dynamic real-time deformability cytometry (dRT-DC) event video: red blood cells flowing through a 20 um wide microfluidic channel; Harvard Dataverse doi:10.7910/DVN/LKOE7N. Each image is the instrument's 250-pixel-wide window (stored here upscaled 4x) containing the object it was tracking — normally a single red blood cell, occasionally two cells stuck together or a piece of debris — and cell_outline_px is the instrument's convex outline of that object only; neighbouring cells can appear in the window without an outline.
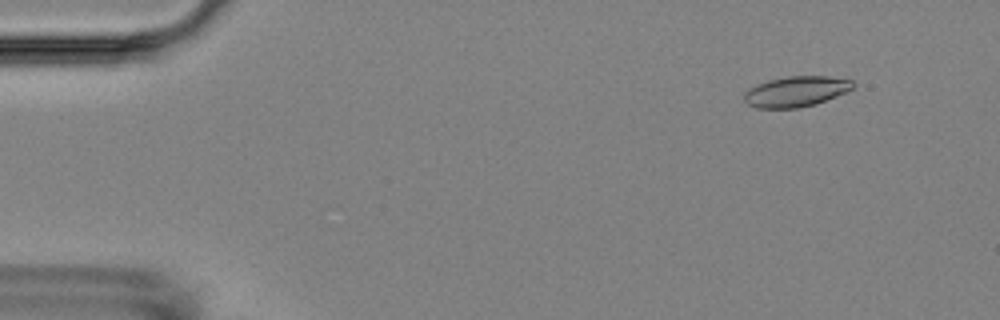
{"species": "Egyptian fruit bat (a non-hibernating species)", "species_latin": "Rousettus aegyptiacus", "temperature_condition": "room temperature", "stored_images_in_passage": 4, "camera_frame_rate_fps": 3000, "um_per_image_px": 0.085, "animal": {"sex": "female"}, "frame": {"image": 1, "passage_image": 1, "time_ms": 0.0, "image_size_px": [1000, 320], "cell_outline_px": [[856, 88], [848, 92], [816, 104], [796, 108], [756, 108], [748, 104], [744, 100], [744, 92], [748, 88], [756, 84], [768, 80], [788, 76], [832, 76], [852, 80], [856, 84]], "centroid_in_image_um": [67.7, 7.77], "position_along_channel_um": 17.3, "area_um2": 19.71}}
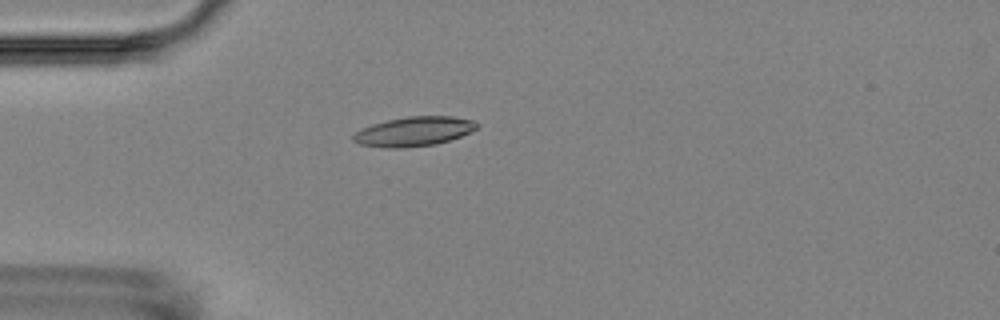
{"frame": {"image": 2, "passage_image": 4, "time_ms": 3.333, "image_size_px": [1000, 320], "cell_outline_px": [[480, 124], [476, 128], [460, 136], [436, 144], [404, 148], [388, 148], [360, 144], [352, 140], [352, 136], [356, 132], [372, 124], [388, 120], [408, 116], [452, 116], [476, 120]], "centroid_in_image_um": [35.2, 11.17], "position_along_channel_um": 49.8, "area_um2": 21.1}}